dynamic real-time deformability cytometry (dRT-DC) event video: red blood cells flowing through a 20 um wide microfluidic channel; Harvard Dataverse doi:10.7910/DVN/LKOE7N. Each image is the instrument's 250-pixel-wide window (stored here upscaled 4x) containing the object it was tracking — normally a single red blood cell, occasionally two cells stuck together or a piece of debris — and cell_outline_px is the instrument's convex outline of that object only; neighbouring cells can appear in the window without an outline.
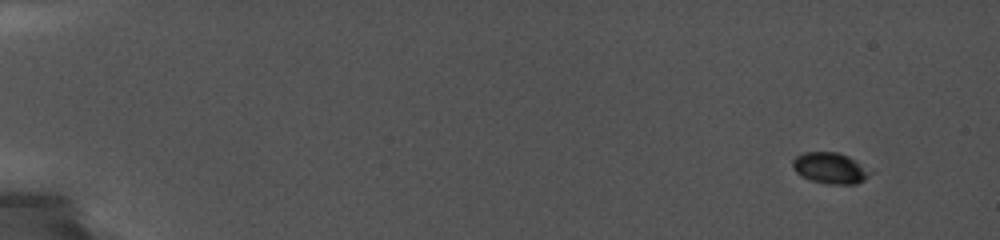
{"species": "common noctule bat (a hibernating species)", "species_latin": "Nyctalus noctula", "temperature_condition": "cold", "stored_images_in_passage": 67, "camera_frame_rate_fps": 5000, "um_per_image_px": 0.085, "animal": {"sex": "female", "body_mass_g": 19.0, "forearm_length_mm": 56.7}, "frame": {"image": 1, "passage_image": 1, "time_ms": 0.0, "image_size_px": [1000, 240], "cell_outline_px": [[876, 172], [864, 180], [856, 184], [824, 184], [800, 176], [792, 168], [792, 160], [796, 156], [804, 152], [836, 152], [848, 156]], "centroid_in_image_um": [70.59, 14.3], "position_along_channel_um": 14.4, "area_um2": 14.33}}
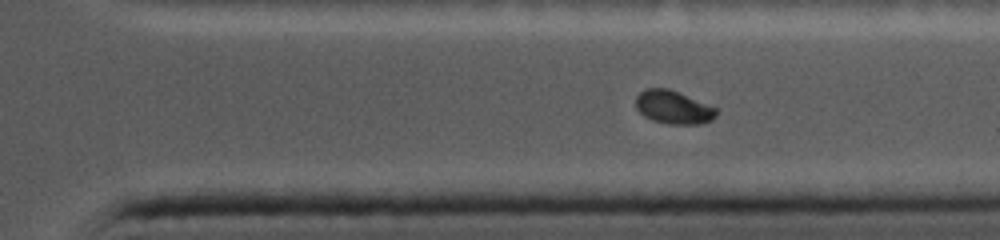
{"frame": {"image": 2, "passage_image": 56, "time_ms": 13.4, "image_size_px": [1000, 240], "cell_outline_px": [[716, 116], [712, 120], [704, 124], [668, 124], [652, 120], [644, 116], [636, 108], [636, 96], [644, 88], [668, 88], [716, 108]], "centroid_in_image_um": [57.21, 9.13], "position_along_channel_um": 354.2, "area_um2": 15.55}}
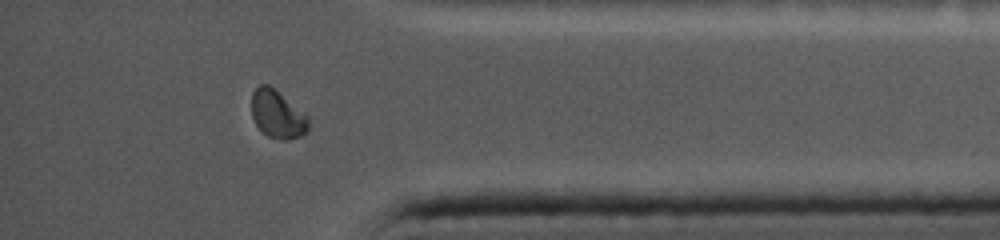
{"frame": {"image": 3, "passage_image": 62, "time_ms": 15.0, "image_size_px": [1000, 240], "cell_outline_px": [[308, 132], [300, 136], [288, 140], [280, 140], [268, 136], [256, 124], [252, 116], [252, 92], [260, 84], [268, 84], [308, 116]], "centroid_in_image_um": [23.58, 9.73], "position_along_channel_um": 411.6, "area_um2": 15.66}}